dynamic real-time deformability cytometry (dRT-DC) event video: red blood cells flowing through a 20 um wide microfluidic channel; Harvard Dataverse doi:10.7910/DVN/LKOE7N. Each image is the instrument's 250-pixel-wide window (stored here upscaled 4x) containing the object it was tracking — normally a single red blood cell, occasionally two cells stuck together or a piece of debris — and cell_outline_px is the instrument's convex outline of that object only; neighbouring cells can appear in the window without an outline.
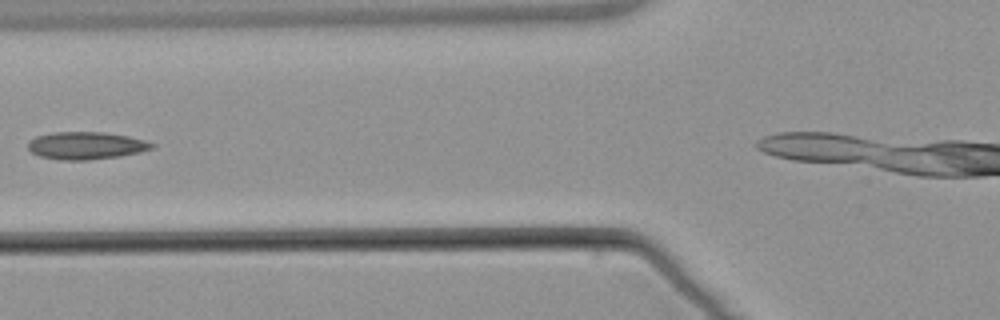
{"species": "common noctule bat (a hibernating species)", "species_latin": "Nyctalus noctula", "temperature_condition": "warm", "stored_images_in_passage": 6, "camera_frame_rate_fps": 3000, "um_per_image_px": 0.085, "animal": {"sex": "male", "body_mass_g": 21.5, "forearm_length_mm": 52.0}, "frame": {"image": 1, "passage_image": 4, "time_ms": 3.667, "image_size_px": [1000, 320], "cell_outline_px": [[156, 144], [152, 148], [140, 152], [120, 156], [88, 160], [60, 160], [40, 156], [32, 152], [28, 148], [28, 140], [36, 136], [52, 132], [104, 132], [128, 136], [144, 140]], "centroid_in_image_um": [7.3, 12.37], "position_along_channel_um": 118.5, "area_um2": 19.88}}
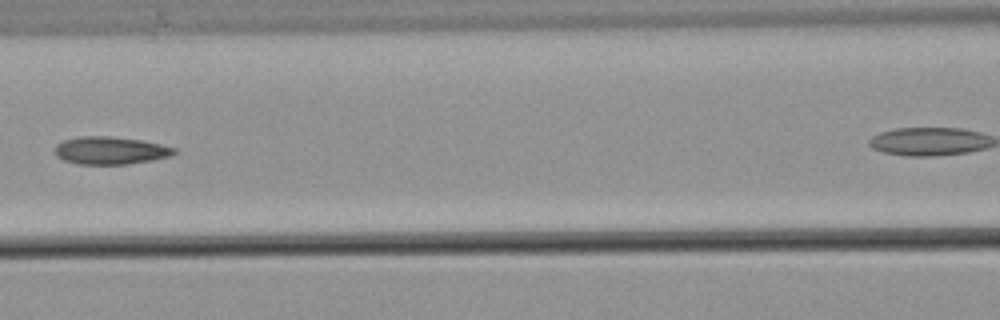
{"frame": {"image": 2, "passage_image": 5, "time_ms": 4.667, "image_size_px": [1000, 320], "cell_outline_px": [[176, 152], [168, 156], [152, 160], [128, 164], [76, 164], [64, 160], [56, 156], [56, 144], [64, 140], [80, 136], [112, 136], [140, 140], [160, 144], [176, 148]], "centroid_in_image_um": [9.36, 12.79], "position_along_channel_um": 157.2, "area_um2": 19.13}}